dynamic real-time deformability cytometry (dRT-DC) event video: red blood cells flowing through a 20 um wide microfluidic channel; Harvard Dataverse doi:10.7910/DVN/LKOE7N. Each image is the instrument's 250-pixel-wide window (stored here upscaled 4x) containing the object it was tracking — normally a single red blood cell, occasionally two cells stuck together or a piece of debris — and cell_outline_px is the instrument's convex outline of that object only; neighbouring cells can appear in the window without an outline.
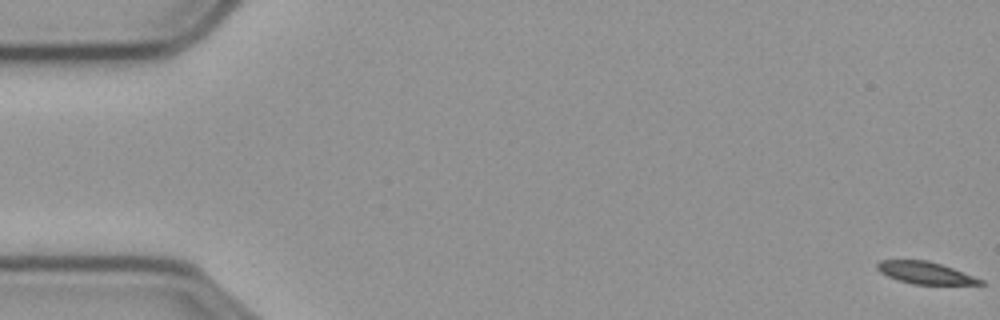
{"species": "common noctule bat (a hibernating species)", "species_latin": "Nyctalus noctula", "temperature_condition": "cold", "stored_images_in_passage": 58, "camera_frame_rate_fps": 3000, "um_per_image_px": 0.085, "animal": {"sex": "male", "body_mass_g": 23.1, "forearm_length_mm": 52.7}, "frame": {"image": 1, "passage_image": 1, "time_ms": 0.0, "image_size_px": [1000, 320], "cell_outline_px": [[984, 284], [912, 284], [896, 280], [880, 272], [876, 268], [876, 264], [880, 260], [928, 260], [952, 268], [984, 280]], "centroid_in_image_um": [78.6, 23.19], "position_along_channel_um": 6.4, "area_um2": 13.18}}
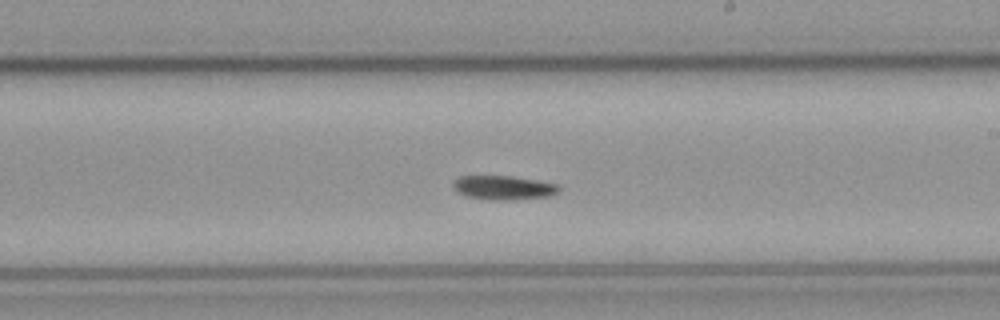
{"frame": {"image": 2, "passage_image": 34, "time_ms": 11.0, "image_size_px": [1000, 320], "cell_outline_px": [[560, 188], [552, 196], [504, 200], [492, 200], [464, 196], [456, 192], [452, 188], [452, 180], [460, 176], [512, 176], [536, 180], [556, 184]], "centroid_in_image_um": [42.71, 15.95], "position_along_channel_um": 246.3, "area_um2": 14.91}}
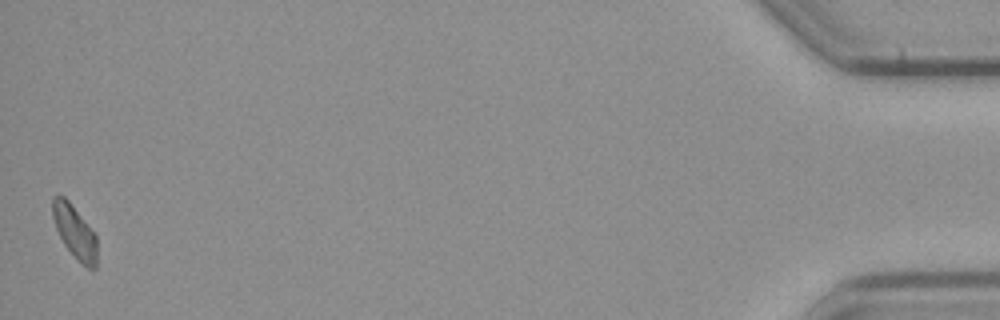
{"frame": {"image": 3, "passage_image": 58, "time_ms": 19.0, "image_size_px": [1000, 320], "cell_outline_px": [[96, 268], [88, 268], [64, 244], [56, 228], [52, 216], [52, 196], [64, 196], [68, 200], [96, 236]], "centroid_in_image_um": [6.32, 19.66], "position_along_channel_um": 428.9, "area_um2": 13.12}, "authors_computed_cell_mechanics": {"area_um2": 14.3922, "velocity_mm_per_s": 3.5624, "shape_relaxation_time_tau1_ms": 4.8955, "shape_relaxation_time_tau2_ms": null, "deformation_change_tau1": 0.1094, "deformation_change_tau2": null}}